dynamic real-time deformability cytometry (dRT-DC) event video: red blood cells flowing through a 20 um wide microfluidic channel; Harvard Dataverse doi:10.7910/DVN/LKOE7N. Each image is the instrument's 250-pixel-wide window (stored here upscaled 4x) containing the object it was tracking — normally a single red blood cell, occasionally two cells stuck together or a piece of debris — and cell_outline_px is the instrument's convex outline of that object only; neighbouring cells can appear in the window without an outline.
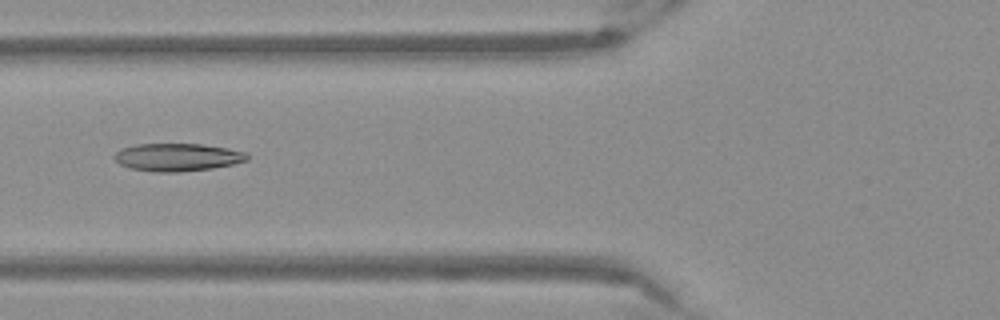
{"species": "Egyptian fruit bat (a non-hibernating species)", "species_latin": "Rousettus aegyptiacus", "temperature_condition": "warm", "stored_images_in_passage": 53, "camera_frame_rate_fps": 3000, "um_per_image_px": 0.085, "frame": {"image": 1, "passage_image": 21, "time_ms": 6.667, "image_size_px": [1000, 320], "cell_outline_px": [[248, 160], [232, 164], [212, 168], [180, 172], [152, 172], [132, 168], [120, 164], [112, 156], [120, 148], [136, 144], [204, 144], [228, 148], [248, 152]], "centroid_in_image_um": [15.08, 13.35], "position_along_channel_um": 110.7, "area_um2": 21.62}}
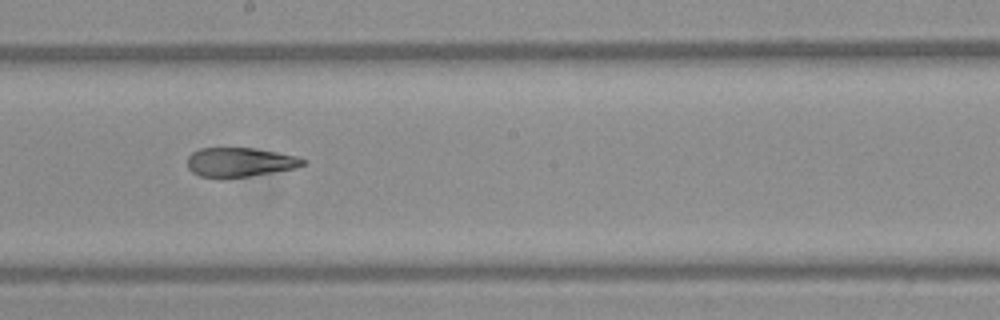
{"frame": {"image": 2, "passage_image": 30, "time_ms": 9.667, "image_size_px": [1000, 320], "cell_outline_px": [[308, 160], [304, 164], [296, 168], [224, 180], [200, 176], [192, 172], [188, 168], [188, 156], [192, 152], [200, 148], [252, 148], [300, 156]], "centroid_in_image_um": [20.38, 13.8], "position_along_channel_um": 227.8, "area_um2": 20.06}}
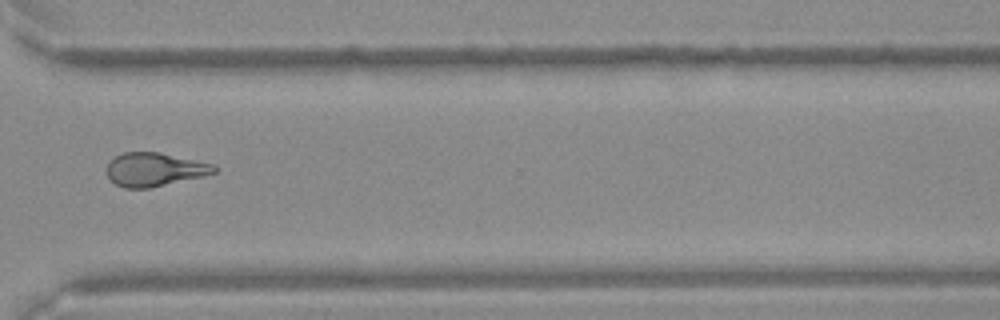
{"frame": {"image": 3, "passage_image": 40, "time_ms": 13.0, "image_size_px": [1000, 320], "cell_outline_px": [[216, 172], [204, 176], [148, 188], [124, 188], [108, 180], [108, 164], [116, 156], [124, 152], [160, 152], [216, 164]], "centroid_in_image_um": [13.16, 14.4], "position_along_channel_um": 357.4, "area_um2": 20.98}}